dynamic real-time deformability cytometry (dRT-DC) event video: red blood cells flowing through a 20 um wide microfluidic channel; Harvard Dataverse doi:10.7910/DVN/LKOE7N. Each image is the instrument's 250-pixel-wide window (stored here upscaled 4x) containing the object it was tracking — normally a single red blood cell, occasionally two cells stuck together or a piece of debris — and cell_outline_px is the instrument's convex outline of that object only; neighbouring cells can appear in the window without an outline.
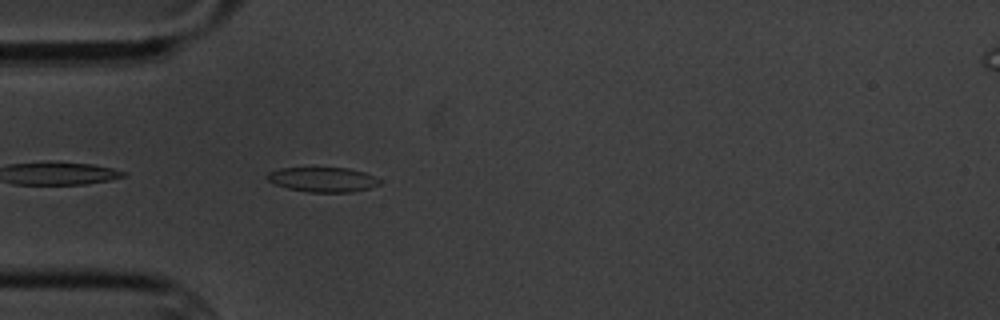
{"species": "common noctule bat (a hibernating species)", "species_latin": "Nyctalus noctula", "temperature_condition": "cold", "stored_images_in_passage": 5, "camera_frame_rate_fps": 3000, "um_per_image_px": 0.085, "animal": {"sex": "male", "body_mass_g": 20.1, "forearm_length_mm": 53.5}, "frame": {"image": 1, "passage_image": 5, "time_ms": 4.667, "image_size_px": [1000, 320], "cell_outline_px": [[380, 184], [368, 188], [352, 192], [308, 192], [288, 188], [276, 184], [268, 180], [264, 176], [268, 172], [280, 168], [348, 168], [364, 172], [380, 180]], "centroid_in_image_um": [27.4, 15.26], "position_along_channel_um": 57.6, "area_um2": 16.07}}